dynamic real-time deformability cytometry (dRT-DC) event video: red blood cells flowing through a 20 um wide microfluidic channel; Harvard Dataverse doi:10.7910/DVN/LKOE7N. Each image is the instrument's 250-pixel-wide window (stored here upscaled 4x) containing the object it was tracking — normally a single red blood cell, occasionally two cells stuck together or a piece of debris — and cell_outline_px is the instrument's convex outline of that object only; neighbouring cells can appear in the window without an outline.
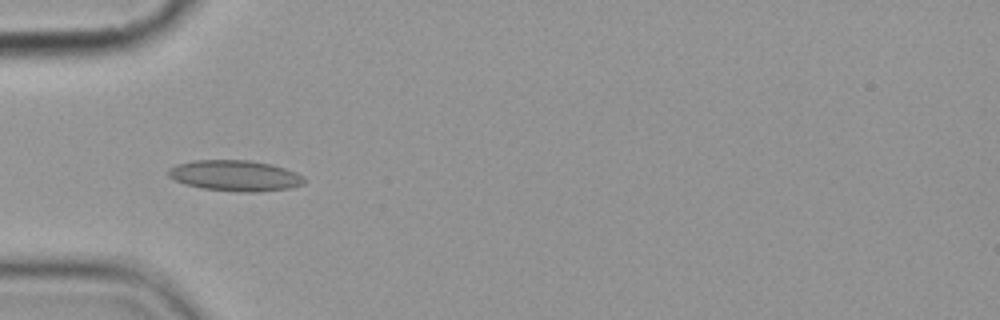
{"species": "common noctule bat (a hibernating species)", "species_latin": "Nyctalus noctula", "temperature_condition": "cold", "stored_images_in_passage": 4, "camera_frame_rate_fps": 3000, "um_per_image_px": 0.085, "animal": {"sex": "female", "body_mass_g": 19.9}, "frame": {"image": 1, "passage_image": 3, "time_ms": 3.333, "image_size_px": [1000, 320], "cell_outline_px": [[304, 184], [288, 188], [256, 192], [240, 192], [200, 188], [184, 184], [168, 176], [168, 168], [176, 164], [192, 160], [248, 160], [272, 164], [296, 172], [304, 176]], "centroid_in_image_um": [19.96, 14.92], "position_along_channel_um": 65.0, "area_um2": 24.51}}
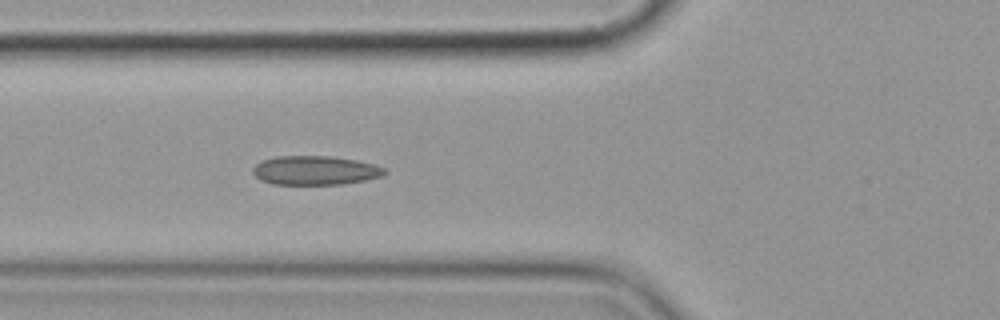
{"frame": {"image": 2, "passage_image": 4, "time_ms": 4.333, "image_size_px": [1000, 320], "cell_outline_px": [[388, 172], [384, 176], [364, 180], [340, 184], [272, 184], [260, 180], [252, 172], [252, 168], [260, 160], [276, 156], [328, 156], [356, 160], [376, 164], [384, 168]], "centroid_in_image_um": [26.78, 14.48], "position_along_channel_um": 99.0, "area_um2": 22.43}}